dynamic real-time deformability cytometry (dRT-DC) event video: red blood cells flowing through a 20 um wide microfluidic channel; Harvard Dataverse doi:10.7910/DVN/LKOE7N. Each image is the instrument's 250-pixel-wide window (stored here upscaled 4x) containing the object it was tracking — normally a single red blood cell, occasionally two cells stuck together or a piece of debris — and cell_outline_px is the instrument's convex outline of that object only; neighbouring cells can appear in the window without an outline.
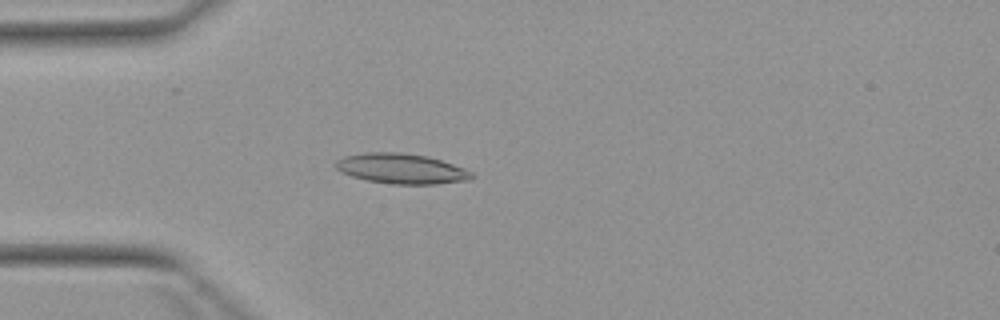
{"species": "Egyptian fruit bat (a non-hibernating species)", "species_latin": "Rousettus aegyptiacus", "temperature_condition": "warm", "stored_images_in_passage": 3, "camera_frame_rate_fps": 3000, "um_per_image_px": 0.085, "animal": {"sex": "female"}, "frame": {"image": 1, "passage_image": 3, "time_ms": 2.333, "image_size_px": [1000, 320], "cell_outline_px": [[476, 176], [468, 180], [436, 184], [392, 184], [368, 180], [352, 176], [340, 172], [336, 168], [336, 160], [344, 156], [368, 152], [400, 152], [428, 156], [464, 168], [472, 172]], "centroid_in_image_um": [34.12, 14.33], "position_along_channel_um": 50.9, "area_um2": 23.87}}